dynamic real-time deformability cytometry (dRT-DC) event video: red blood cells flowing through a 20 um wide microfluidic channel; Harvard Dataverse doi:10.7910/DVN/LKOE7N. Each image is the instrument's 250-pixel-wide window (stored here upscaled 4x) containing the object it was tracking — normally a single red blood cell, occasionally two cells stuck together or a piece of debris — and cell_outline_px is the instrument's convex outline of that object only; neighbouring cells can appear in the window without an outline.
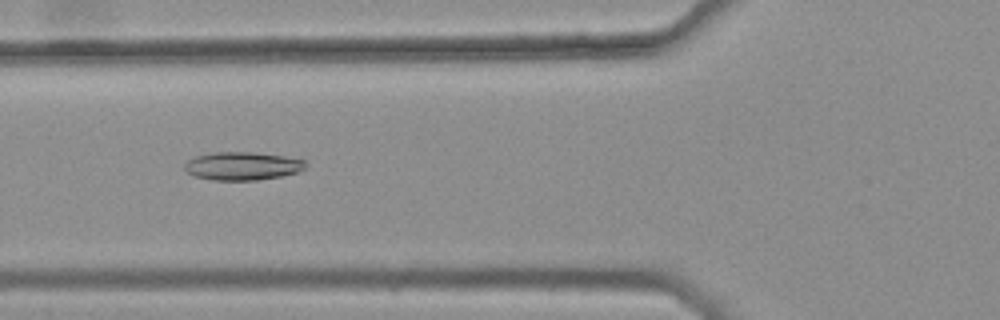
{"species": "common noctule bat (a hibernating species)", "species_latin": "Nyctalus noctula", "temperature_condition": "warm", "stored_images_in_passage": 34, "camera_frame_rate_fps": 3000, "um_per_image_px": 0.085, "animal": {"sex": "female", "body_mass_g": 25.1}, "frame": {"image": 1, "passage_image": 7, "time_ms": 2.0, "image_size_px": [1000, 320], "cell_outline_px": [[304, 168], [296, 172], [280, 176], [256, 180], [212, 180], [196, 176], [188, 172], [184, 168], [184, 164], [188, 160], [196, 156], [212, 152], [252, 152], [284, 156], [304, 160]], "centroid_in_image_um": [20.56, 14.1], "position_along_channel_um": 105.2, "area_um2": 19.59}}
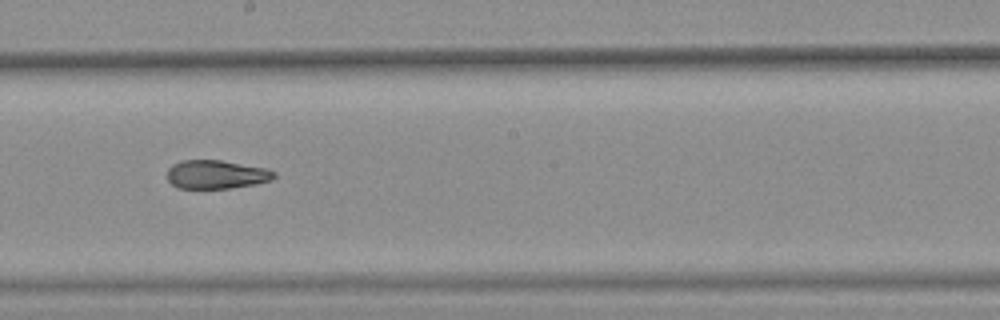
{"frame": {"image": 2, "passage_image": 17, "time_ms": 5.333, "image_size_px": [1000, 320], "cell_outline_px": [[276, 176], [272, 180], [256, 184], [228, 188], [176, 188], [168, 180], [168, 168], [172, 164], [180, 160], [220, 160], [268, 168], [276, 172]], "centroid_in_image_um": [18.4, 14.82], "position_along_channel_um": 229.8, "area_um2": 17.98}}
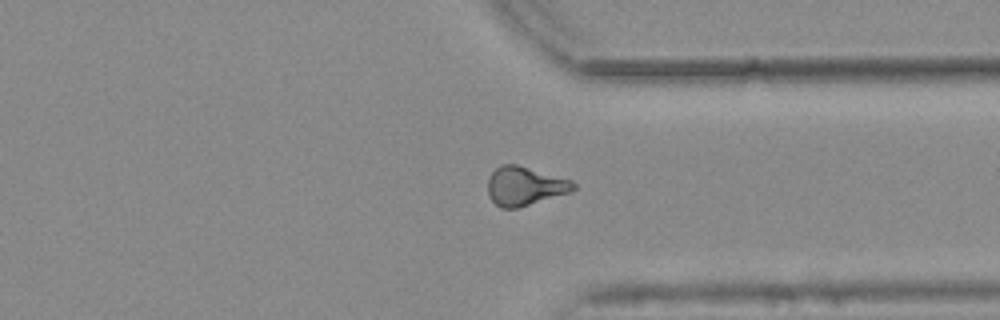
{"frame": {"image": 3, "passage_image": 28, "time_ms": 9.0, "image_size_px": [1000, 320], "cell_outline_px": [[576, 188], [572, 192], [516, 208], [500, 208], [488, 196], [488, 180], [492, 172], [500, 164], [516, 164], [572, 180], [576, 184]], "centroid_in_image_um": [44.62, 15.81], "position_along_channel_um": 366.8, "area_um2": 19.36}, "authors_computed_cell_mechanics": {"area_um2": 18.8139, "velocity_mm_per_s": 3.7434, "shape_relaxation_time_tau1_ms": null, "shape_relaxation_time_tau2_ms": 2.7007, "deformation_change_tau1": null, "deformation_change_tau2": 0.1023}}